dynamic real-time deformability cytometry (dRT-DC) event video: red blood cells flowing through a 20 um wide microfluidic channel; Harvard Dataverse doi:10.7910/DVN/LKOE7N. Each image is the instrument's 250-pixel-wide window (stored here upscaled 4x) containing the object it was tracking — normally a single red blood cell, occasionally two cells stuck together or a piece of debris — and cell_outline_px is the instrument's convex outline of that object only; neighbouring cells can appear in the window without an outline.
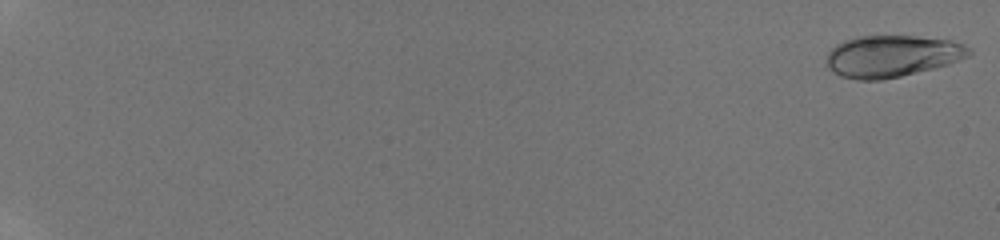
{"species": "human", "species_latin": "Homo sapiens", "temperature_condition": "room temperature", "stored_images_in_passage": 27, "camera_frame_rate_fps": 3000, "um_per_image_px": 0.085, "donor": {"sex": "male"}, "frame": {"image": 1, "passage_image": 1, "time_ms": 0.0, "image_size_px": [1000, 240], "cell_outline_px": [[972, 52], [968, 56], [960, 60], [948, 64], [900, 76], [880, 80], [856, 80], [840, 76], [828, 68], [828, 52], [836, 44], [844, 40], [856, 36], [916, 36], [948, 40], [964, 44], [972, 48]], "centroid_in_image_um": [75.82, 4.76], "position_along_channel_um": 9.2, "area_um2": 34.56}}
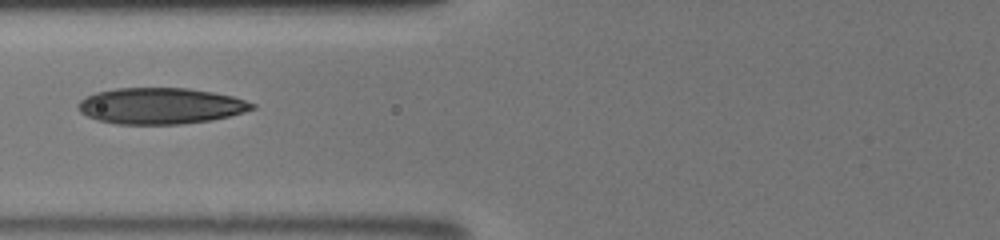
{"frame": {"image": 2, "passage_image": 14, "time_ms": 8.333, "image_size_px": [1000, 240], "cell_outline_px": [[256, 108], [244, 112], [212, 120], [180, 124], [116, 124], [96, 120], [80, 112], [76, 104], [80, 100], [96, 92], [116, 88], [188, 88], [212, 92], [232, 96], [256, 104]], "centroid_in_image_um": [13.63, 9.0], "position_along_channel_um": 112.2, "area_um2": 36.7}}
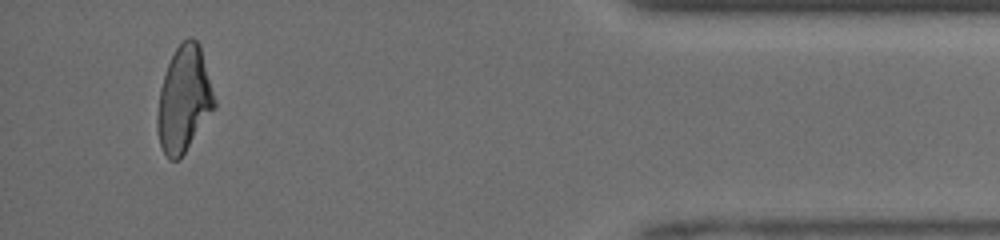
{"frame": {"image": 3, "passage_image": 26, "time_ms": 16.667, "image_size_px": [1000, 240], "cell_outline_px": [[216, 104], [184, 152], [176, 160], [168, 160], [160, 144], [156, 128], [156, 116], [160, 88], [168, 64], [176, 48], [188, 36], [192, 36], [200, 44], [216, 100]], "centroid_in_image_um": [15.62, 8.4], "position_along_channel_um": 419.6, "area_um2": 34.68}, "authors_computed_cell_mechanics": {"area_um2": 34.68, "velocity_mm_per_s": 4.215, "shape_relaxation_time_tau1_ms": 11.1708, "shape_relaxation_time_tau2_ms": 1.1347, "deformation_change_tau1": 0.2865, "deformation_change_tau2": 0.0714}}